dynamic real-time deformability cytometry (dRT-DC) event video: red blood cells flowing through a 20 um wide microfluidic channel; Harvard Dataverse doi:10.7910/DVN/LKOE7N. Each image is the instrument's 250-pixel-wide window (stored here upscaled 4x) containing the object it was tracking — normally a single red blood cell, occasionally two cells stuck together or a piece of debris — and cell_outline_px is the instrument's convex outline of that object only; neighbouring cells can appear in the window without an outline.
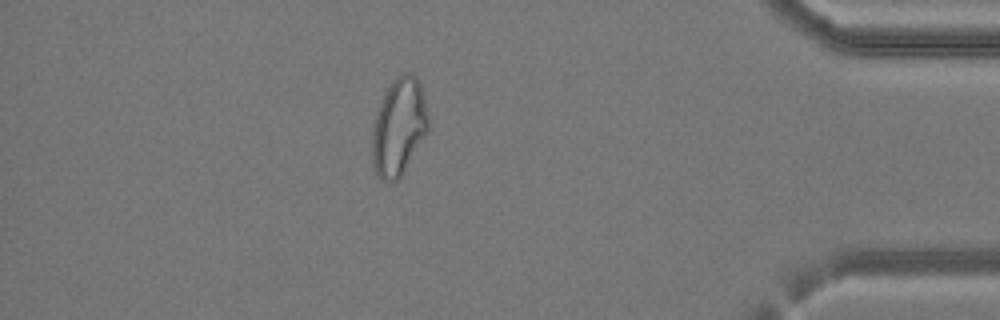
{"species": "common noctule bat (a hibernating species)", "species_latin": "Nyctalus noctula", "temperature_condition": "cold", "stored_images_in_passage": 36, "camera_frame_rate_fps": 3000, "um_per_image_px": 0.085, "animal": {"sex": "female", "body_mass_g": 24.6, "forearm_length_mm": 56.2}, "frame": {"image": 1, "passage_image": 31, "time_ms": 10.0, "image_size_px": [1000, 320], "cell_outline_px": [[428, 132], [400, 176], [396, 180], [380, 180], [376, 172], [372, 160], [372, 132], [376, 116], [380, 104], [392, 80], [400, 72], [412, 72], [416, 76], [420, 84], [424, 100], [428, 120]], "centroid_in_image_um": [33.9, 10.75], "position_along_channel_um": 401.3, "area_um2": 31.33}}